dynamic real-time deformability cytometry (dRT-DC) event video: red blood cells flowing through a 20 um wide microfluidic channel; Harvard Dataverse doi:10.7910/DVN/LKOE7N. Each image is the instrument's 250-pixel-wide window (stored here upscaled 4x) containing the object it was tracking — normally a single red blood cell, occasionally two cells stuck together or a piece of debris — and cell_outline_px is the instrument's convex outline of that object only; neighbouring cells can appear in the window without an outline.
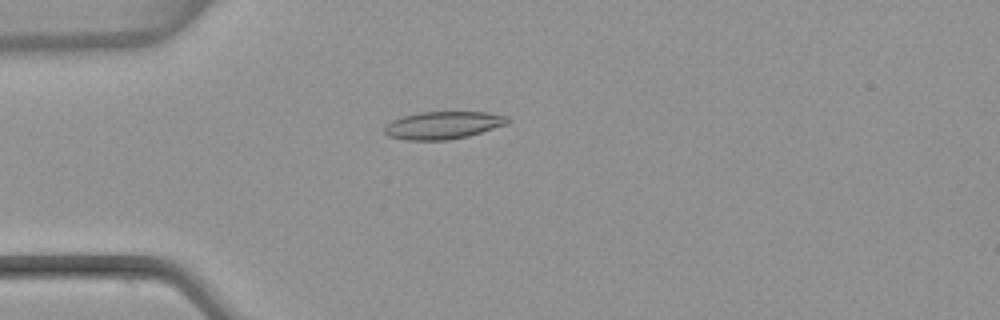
{"species": "common noctule bat (a hibernating species)", "species_latin": "Nyctalus noctula", "temperature_condition": "warm", "stored_images_in_passage": 31, "camera_frame_rate_fps": 3000, "um_per_image_px": 0.085, "animal": {"sex": "female", "body_mass_g": 22.7, "forearm_length_mm": 54.2}, "frame": {"image": 1, "passage_image": 15, "time_ms": 4.667, "image_size_px": [1000, 320], "cell_outline_px": [[512, 120], [508, 124], [468, 136], [448, 140], [408, 140], [388, 136], [384, 132], [384, 124], [392, 120], [404, 116], [420, 112], [488, 112], [508, 116]], "centroid_in_image_um": [37.68, 10.64], "position_along_channel_um": 47.3, "area_um2": 19.94}}
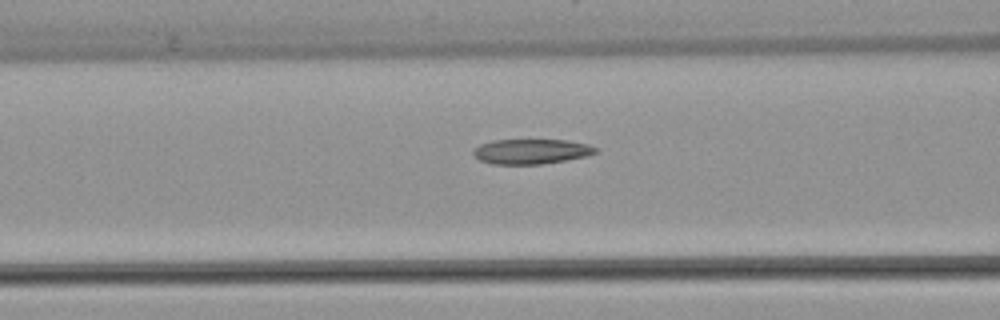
{"frame": {"image": 2, "passage_image": 22, "time_ms": 7.0, "image_size_px": [1000, 320], "cell_outline_px": [[596, 152], [588, 156], [540, 164], [492, 164], [480, 160], [472, 156], [472, 148], [480, 144], [492, 140], [568, 140], [588, 144], [596, 148]], "centroid_in_image_um": [45.09, 12.87], "position_along_channel_um": 121.5, "area_um2": 17.86}}
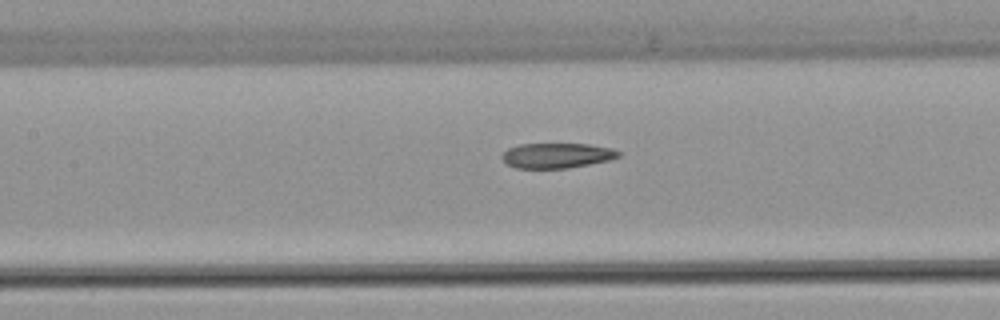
{"frame": {"image": 3, "passage_image": 25, "time_ms": 8.0, "image_size_px": [1000, 320], "cell_outline_px": [[620, 156], [608, 160], [568, 168], [516, 168], [508, 164], [500, 156], [508, 148], [520, 144], [588, 144], [612, 148], [620, 152]], "centroid_in_image_um": [47.32, 13.21], "position_along_channel_um": 160.1, "area_um2": 16.88}}